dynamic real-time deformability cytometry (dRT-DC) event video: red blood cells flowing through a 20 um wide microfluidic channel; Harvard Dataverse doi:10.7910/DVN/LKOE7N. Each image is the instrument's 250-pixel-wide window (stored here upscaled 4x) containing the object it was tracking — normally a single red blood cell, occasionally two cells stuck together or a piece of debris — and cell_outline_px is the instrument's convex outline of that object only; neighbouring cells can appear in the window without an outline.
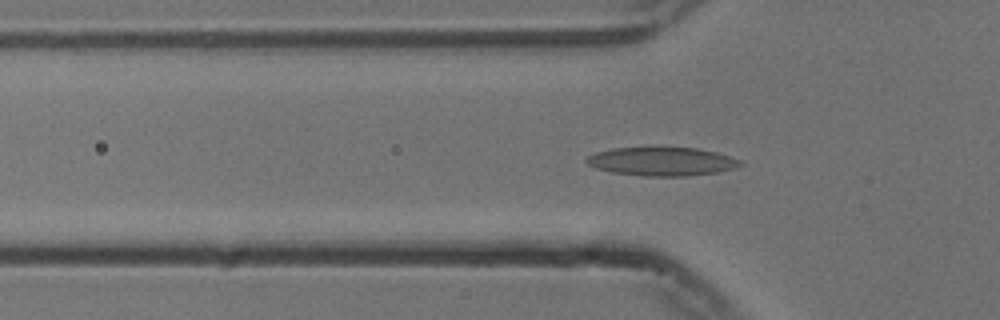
{"species": "common noctule bat (a hibernating species)", "species_latin": "Nyctalus noctula", "temperature_condition": "cold", "stored_images_in_passage": 45, "camera_frame_rate_fps": 3000, "um_per_image_px": 0.085, "animal": {"sex": "male", "body_mass_g": 13.3}, "frame": {"image": 1, "passage_image": 12, "time_ms": 3.667, "image_size_px": [1000, 320], "cell_outline_px": [[744, 164], [736, 168], [716, 172], [684, 176], [644, 176], [612, 172], [596, 168], [588, 164], [584, 160], [588, 156], [596, 152], [612, 148], [696, 148], [716, 152], [740, 160]], "centroid_in_image_um": [56.25, 13.73], "position_along_channel_um": 69.6, "area_um2": 25.37}}
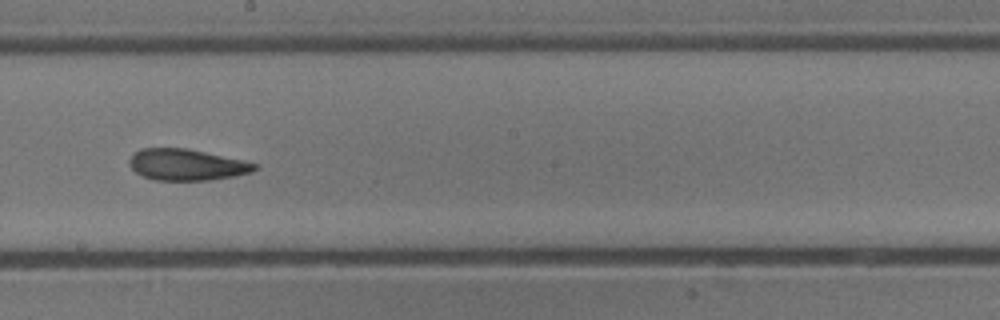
{"frame": {"image": 2, "passage_image": 25, "time_ms": 8.0, "image_size_px": [1000, 320], "cell_outline_px": [[260, 168], [252, 172], [236, 176], [208, 180], [152, 180], [136, 172], [128, 164], [128, 160], [132, 152], [140, 148], [188, 148], [260, 164]], "centroid_in_image_um": [15.87, 13.99], "position_along_channel_um": 232.3, "area_um2": 23.18}}
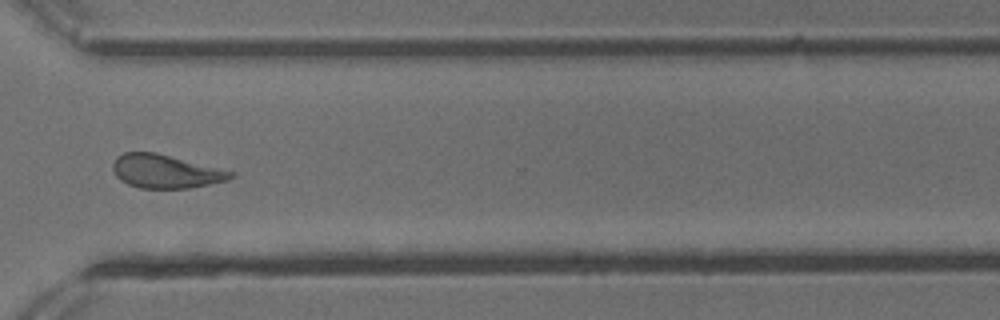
{"frame": {"image": 3, "passage_image": 35, "time_ms": 11.333, "image_size_px": [1000, 320], "cell_outline_px": [[236, 176], [228, 180], [188, 188], [140, 188], [128, 184], [120, 180], [116, 176], [112, 168], [112, 164], [116, 156], [124, 152], [156, 152], [236, 172]], "centroid_in_image_um": [14.07, 14.56], "position_along_channel_um": 356.5, "area_um2": 23.12}, "authors_computed_cell_mechanics": {"area_um2": 23.3512, "velocity_mm_per_s": 3.7357, "shape_relaxation_time_tau1_ms": null, "shape_relaxation_time_tau2_ms": 3.6329, "deformation_change_tau1": null, "deformation_change_tau2": 0.1155}}